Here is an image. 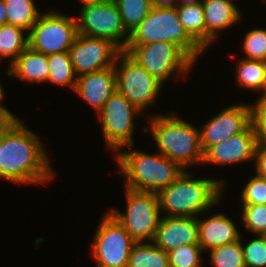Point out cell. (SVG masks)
<instances>
[{"instance_id": "37", "label": "cell", "mask_w": 266, "mask_h": 267, "mask_svg": "<svg viewBox=\"0 0 266 267\" xmlns=\"http://www.w3.org/2000/svg\"><path fill=\"white\" fill-rule=\"evenodd\" d=\"M178 3H179V0H151V6L153 8H171V7H177L178 6Z\"/></svg>"}, {"instance_id": "26", "label": "cell", "mask_w": 266, "mask_h": 267, "mask_svg": "<svg viewBox=\"0 0 266 267\" xmlns=\"http://www.w3.org/2000/svg\"><path fill=\"white\" fill-rule=\"evenodd\" d=\"M48 56L49 75L48 81L53 84L68 86L75 89L77 76L74 72L69 51L59 52Z\"/></svg>"}, {"instance_id": "7", "label": "cell", "mask_w": 266, "mask_h": 267, "mask_svg": "<svg viewBox=\"0 0 266 267\" xmlns=\"http://www.w3.org/2000/svg\"><path fill=\"white\" fill-rule=\"evenodd\" d=\"M115 63L117 90L142 113L156 103L164 84L122 50ZM119 66V67H118ZM151 105V106H150Z\"/></svg>"}, {"instance_id": "42", "label": "cell", "mask_w": 266, "mask_h": 267, "mask_svg": "<svg viewBox=\"0 0 266 267\" xmlns=\"http://www.w3.org/2000/svg\"><path fill=\"white\" fill-rule=\"evenodd\" d=\"M260 96L261 97H258L257 100H266V78H265L264 87L262 89V94Z\"/></svg>"}, {"instance_id": "14", "label": "cell", "mask_w": 266, "mask_h": 267, "mask_svg": "<svg viewBox=\"0 0 266 267\" xmlns=\"http://www.w3.org/2000/svg\"><path fill=\"white\" fill-rule=\"evenodd\" d=\"M251 125V107L248 104H234L212 116L199 128L204 153L229 137L245 131Z\"/></svg>"}, {"instance_id": "11", "label": "cell", "mask_w": 266, "mask_h": 267, "mask_svg": "<svg viewBox=\"0 0 266 267\" xmlns=\"http://www.w3.org/2000/svg\"><path fill=\"white\" fill-rule=\"evenodd\" d=\"M76 21L78 34L111 40L121 50L127 46L130 34L114 0L82 6Z\"/></svg>"}, {"instance_id": "15", "label": "cell", "mask_w": 266, "mask_h": 267, "mask_svg": "<svg viewBox=\"0 0 266 267\" xmlns=\"http://www.w3.org/2000/svg\"><path fill=\"white\" fill-rule=\"evenodd\" d=\"M257 144L251 124L245 131L211 146L204 153L203 164L226 165L254 160Z\"/></svg>"}, {"instance_id": "23", "label": "cell", "mask_w": 266, "mask_h": 267, "mask_svg": "<svg viewBox=\"0 0 266 267\" xmlns=\"http://www.w3.org/2000/svg\"><path fill=\"white\" fill-rule=\"evenodd\" d=\"M128 267H170L168 254L151 242H136L129 256Z\"/></svg>"}, {"instance_id": "12", "label": "cell", "mask_w": 266, "mask_h": 267, "mask_svg": "<svg viewBox=\"0 0 266 267\" xmlns=\"http://www.w3.org/2000/svg\"><path fill=\"white\" fill-rule=\"evenodd\" d=\"M150 75L167 81L174 73L188 74L194 63L175 45L155 42L147 45H127L124 49Z\"/></svg>"}, {"instance_id": "19", "label": "cell", "mask_w": 266, "mask_h": 267, "mask_svg": "<svg viewBox=\"0 0 266 267\" xmlns=\"http://www.w3.org/2000/svg\"><path fill=\"white\" fill-rule=\"evenodd\" d=\"M202 7L206 24L207 49L218 37V32L238 23L242 14L232 0H203Z\"/></svg>"}, {"instance_id": "27", "label": "cell", "mask_w": 266, "mask_h": 267, "mask_svg": "<svg viewBox=\"0 0 266 267\" xmlns=\"http://www.w3.org/2000/svg\"><path fill=\"white\" fill-rule=\"evenodd\" d=\"M125 30L130 34L148 15L151 0H114Z\"/></svg>"}, {"instance_id": "28", "label": "cell", "mask_w": 266, "mask_h": 267, "mask_svg": "<svg viewBox=\"0 0 266 267\" xmlns=\"http://www.w3.org/2000/svg\"><path fill=\"white\" fill-rule=\"evenodd\" d=\"M240 239L210 250V264L214 267H246Z\"/></svg>"}, {"instance_id": "32", "label": "cell", "mask_w": 266, "mask_h": 267, "mask_svg": "<svg viewBox=\"0 0 266 267\" xmlns=\"http://www.w3.org/2000/svg\"><path fill=\"white\" fill-rule=\"evenodd\" d=\"M257 237L246 245L242 243L246 267H266V235Z\"/></svg>"}, {"instance_id": "6", "label": "cell", "mask_w": 266, "mask_h": 267, "mask_svg": "<svg viewBox=\"0 0 266 267\" xmlns=\"http://www.w3.org/2000/svg\"><path fill=\"white\" fill-rule=\"evenodd\" d=\"M125 193V214L114 209L108 212L136 242L153 241L162 219L158 194L129 188Z\"/></svg>"}, {"instance_id": "10", "label": "cell", "mask_w": 266, "mask_h": 267, "mask_svg": "<svg viewBox=\"0 0 266 267\" xmlns=\"http://www.w3.org/2000/svg\"><path fill=\"white\" fill-rule=\"evenodd\" d=\"M93 239L92 257L98 267H128L136 241L108 211Z\"/></svg>"}, {"instance_id": "1", "label": "cell", "mask_w": 266, "mask_h": 267, "mask_svg": "<svg viewBox=\"0 0 266 267\" xmlns=\"http://www.w3.org/2000/svg\"><path fill=\"white\" fill-rule=\"evenodd\" d=\"M43 143L22 121H4L0 177L17 184H44L54 178Z\"/></svg>"}, {"instance_id": "9", "label": "cell", "mask_w": 266, "mask_h": 267, "mask_svg": "<svg viewBox=\"0 0 266 267\" xmlns=\"http://www.w3.org/2000/svg\"><path fill=\"white\" fill-rule=\"evenodd\" d=\"M78 35L75 17L56 10L40 15L28 33L29 47L44 55L67 52Z\"/></svg>"}, {"instance_id": "36", "label": "cell", "mask_w": 266, "mask_h": 267, "mask_svg": "<svg viewBox=\"0 0 266 267\" xmlns=\"http://www.w3.org/2000/svg\"><path fill=\"white\" fill-rule=\"evenodd\" d=\"M4 98V90L0 84V121H16L19 120L15 114L6 109L4 105H2L1 100Z\"/></svg>"}, {"instance_id": "21", "label": "cell", "mask_w": 266, "mask_h": 267, "mask_svg": "<svg viewBox=\"0 0 266 267\" xmlns=\"http://www.w3.org/2000/svg\"><path fill=\"white\" fill-rule=\"evenodd\" d=\"M7 24L26 30L28 33L42 14L33 0H4Z\"/></svg>"}, {"instance_id": "5", "label": "cell", "mask_w": 266, "mask_h": 267, "mask_svg": "<svg viewBox=\"0 0 266 267\" xmlns=\"http://www.w3.org/2000/svg\"><path fill=\"white\" fill-rule=\"evenodd\" d=\"M166 42L177 46L193 63L204 49L188 34L177 7L151 8L146 18L130 33L127 45Z\"/></svg>"}, {"instance_id": "40", "label": "cell", "mask_w": 266, "mask_h": 267, "mask_svg": "<svg viewBox=\"0 0 266 267\" xmlns=\"http://www.w3.org/2000/svg\"><path fill=\"white\" fill-rule=\"evenodd\" d=\"M83 5L82 6H86V5H90V4H96V3H100L103 2L105 0H79Z\"/></svg>"}, {"instance_id": "29", "label": "cell", "mask_w": 266, "mask_h": 267, "mask_svg": "<svg viewBox=\"0 0 266 267\" xmlns=\"http://www.w3.org/2000/svg\"><path fill=\"white\" fill-rule=\"evenodd\" d=\"M204 251L199 244L183 245L172 249L168 254L170 267H201L200 254Z\"/></svg>"}, {"instance_id": "35", "label": "cell", "mask_w": 266, "mask_h": 267, "mask_svg": "<svg viewBox=\"0 0 266 267\" xmlns=\"http://www.w3.org/2000/svg\"><path fill=\"white\" fill-rule=\"evenodd\" d=\"M254 164L256 168V175L266 179V142H258L255 156Z\"/></svg>"}, {"instance_id": "2", "label": "cell", "mask_w": 266, "mask_h": 267, "mask_svg": "<svg viewBox=\"0 0 266 267\" xmlns=\"http://www.w3.org/2000/svg\"><path fill=\"white\" fill-rule=\"evenodd\" d=\"M224 180L191 179L184 172L158 193L160 211L169 217H196L216 205L222 196Z\"/></svg>"}, {"instance_id": "4", "label": "cell", "mask_w": 266, "mask_h": 267, "mask_svg": "<svg viewBox=\"0 0 266 267\" xmlns=\"http://www.w3.org/2000/svg\"><path fill=\"white\" fill-rule=\"evenodd\" d=\"M119 152L115 161L118 172L125 176V188L158 194L184 172L177 162L159 152L152 155L137 150Z\"/></svg>"}, {"instance_id": "24", "label": "cell", "mask_w": 266, "mask_h": 267, "mask_svg": "<svg viewBox=\"0 0 266 267\" xmlns=\"http://www.w3.org/2000/svg\"><path fill=\"white\" fill-rule=\"evenodd\" d=\"M28 46L26 30L10 24L0 26V60L9 57L11 65Z\"/></svg>"}, {"instance_id": "8", "label": "cell", "mask_w": 266, "mask_h": 267, "mask_svg": "<svg viewBox=\"0 0 266 267\" xmlns=\"http://www.w3.org/2000/svg\"><path fill=\"white\" fill-rule=\"evenodd\" d=\"M144 117L132 103L118 90L106 101L103 108L96 114L101 120L102 135L107 148L119 153L123 147L133 148L134 116ZM118 151V152H117Z\"/></svg>"}, {"instance_id": "25", "label": "cell", "mask_w": 266, "mask_h": 267, "mask_svg": "<svg viewBox=\"0 0 266 267\" xmlns=\"http://www.w3.org/2000/svg\"><path fill=\"white\" fill-rule=\"evenodd\" d=\"M236 63V81L238 86L262 91L266 78V62L239 59Z\"/></svg>"}, {"instance_id": "17", "label": "cell", "mask_w": 266, "mask_h": 267, "mask_svg": "<svg viewBox=\"0 0 266 267\" xmlns=\"http://www.w3.org/2000/svg\"><path fill=\"white\" fill-rule=\"evenodd\" d=\"M116 90V72L113 66L78 76L74 92L97 114Z\"/></svg>"}, {"instance_id": "31", "label": "cell", "mask_w": 266, "mask_h": 267, "mask_svg": "<svg viewBox=\"0 0 266 267\" xmlns=\"http://www.w3.org/2000/svg\"><path fill=\"white\" fill-rule=\"evenodd\" d=\"M245 58L266 62V29H253L248 31L243 38Z\"/></svg>"}, {"instance_id": "20", "label": "cell", "mask_w": 266, "mask_h": 267, "mask_svg": "<svg viewBox=\"0 0 266 267\" xmlns=\"http://www.w3.org/2000/svg\"><path fill=\"white\" fill-rule=\"evenodd\" d=\"M8 77H14L28 83L48 81V56L32 50L29 46L9 65Z\"/></svg>"}, {"instance_id": "34", "label": "cell", "mask_w": 266, "mask_h": 267, "mask_svg": "<svg viewBox=\"0 0 266 267\" xmlns=\"http://www.w3.org/2000/svg\"><path fill=\"white\" fill-rule=\"evenodd\" d=\"M251 107V124L258 142H266V100H256Z\"/></svg>"}, {"instance_id": "39", "label": "cell", "mask_w": 266, "mask_h": 267, "mask_svg": "<svg viewBox=\"0 0 266 267\" xmlns=\"http://www.w3.org/2000/svg\"><path fill=\"white\" fill-rule=\"evenodd\" d=\"M178 6L181 5H194V4H201L203 1L199 0H179Z\"/></svg>"}, {"instance_id": "22", "label": "cell", "mask_w": 266, "mask_h": 267, "mask_svg": "<svg viewBox=\"0 0 266 267\" xmlns=\"http://www.w3.org/2000/svg\"><path fill=\"white\" fill-rule=\"evenodd\" d=\"M177 10L185 30L205 50L206 24L202 3L177 6Z\"/></svg>"}, {"instance_id": "16", "label": "cell", "mask_w": 266, "mask_h": 267, "mask_svg": "<svg viewBox=\"0 0 266 267\" xmlns=\"http://www.w3.org/2000/svg\"><path fill=\"white\" fill-rule=\"evenodd\" d=\"M152 242L165 252L183 245L199 244L198 218L163 216Z\"/></svg>"}, {"instance_id": "18", "label": "cell", "mask_w": 266, "mask_h": 267, "mask_svg": "<svg viewBox=\"0 0 266 267\" xmlns=\"http://www.w3.org/2000/svg\"><path fill=\"white\" fill-rule=\"evenodd\" d=\"M199 245L202 250L209 251L240 239V233L235 224L225 214L217 213L206 218L198 219Z\"/></svg>"}, {"instance_id": "33", "label": "cell", "mask_w": 266, "mask_h": 267, "mask_svg": "<svg viewBox=\"0 0 266 267\" xmlns=\"http://www.w3.org/2000/svg\"><path fill=\"white\" fill-rule=\"evenodd\" d=\"M241 191V204H266V179L253 176Z\"/></svg>"}, {"instance_id": "30", "label": "cell", "mask_w": 266, "mask_h": 267, "mask_svg": "<svg viewBox=\"0 0 266 267\" xmlns=\"http://www.w3.org/2000/svg\"><path fill=\"white\" fill-rule=\"evenodd\" d=\"M243 225L256 235H266V204H242Z\"/></svg>"}, {"instance_id": "41", "label": "cell", "mask_w": 266, "mask_h": 267, "mask_svg": "<svg viewBox=\"0 0 266 267\" xmlns=\"http://www.w3.org/2000/svg\"><path fill=\"white\" fill-rule=\"evenodd\" d=\"M3 137H4V121H0V148H2Z\"/></svg>"}, {"instance_id": "13", "label": "cell", "mask_w": 266, "mask_h": 267, "mask_svg": "<svg viewBox=\"0 0 266 267\" xmlns=\"http://www.w3.org/2000/svg\"><path fill=\"white\" fill-rule=\"evenodd\" d=\"M122 50L111 40L78 34L69 49L76 76L115 66Z\"/></svg>"}, {"instance_id": "3", "label": "cell", "mask_w": 266, "mask_h": 267, "mask_svg": "<svg viewBox=\"0 0 266 267\" xmlns=\"http://www.w3.org/2000/svg\"><path fill=\"white\" fill-rule=\"evenodd\" d=\"M167 115L149 116L150 125L143 128L146 133L150 130L158 152L177 162L184 170L190 165L203 163L199 129L177 118L175 112Z\"/></svg>"}, {"instance_id": "38", "label": "cell", "mask_w": 266, "mask_h": 267, "mask_svg": "<svg viewBox=\"0 0 266 267\" xmlns=\"http://www.w3.org/2000/svg\"><path fill=\"white\" fill-rule=\"evenodd\" d=\"M7 24L4 0H0V26Z\"/></svg>"}]
</instances>
